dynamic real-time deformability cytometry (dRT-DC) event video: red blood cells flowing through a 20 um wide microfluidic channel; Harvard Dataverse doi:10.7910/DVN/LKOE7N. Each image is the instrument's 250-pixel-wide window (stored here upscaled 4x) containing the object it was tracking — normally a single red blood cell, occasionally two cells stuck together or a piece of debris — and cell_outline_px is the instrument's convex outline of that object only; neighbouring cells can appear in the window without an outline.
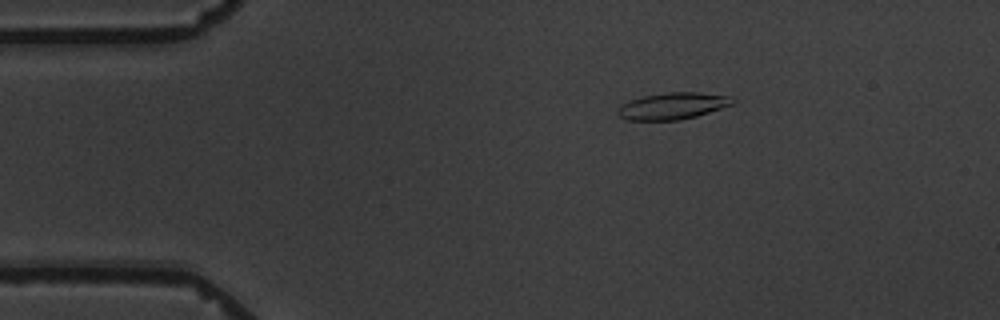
{"species": "common noctule bat (a hibernating species)", "species_latin": "Nyctalus noctula", "temperature_condition": "warm", "stored_images_in_passage": 5, "camera_frame_rate_fps": 3000, "um_per_image_px": 0.085, "animal": {"sex": "male", "body_mass_g": 19.5, "forearm_length_mm": 54.6}, "frame": {"image": 1, "passage_image": 3, "time_ms": 2.0, "image_size_px": [1000, 320], "cell_outline_px": [[736, 100], [732, 104], [696, 116], [680, 120], [628, 120], [620, 116], [616, 112], [616, 108], [620, 104], [628, 100], [644, 96], [668, 92], [700, 92], [732, 96]], "centroid_in_image_um": [57.15, 9.0], "position_along_channel_um": 27.9, "area_um2": 17.98}}